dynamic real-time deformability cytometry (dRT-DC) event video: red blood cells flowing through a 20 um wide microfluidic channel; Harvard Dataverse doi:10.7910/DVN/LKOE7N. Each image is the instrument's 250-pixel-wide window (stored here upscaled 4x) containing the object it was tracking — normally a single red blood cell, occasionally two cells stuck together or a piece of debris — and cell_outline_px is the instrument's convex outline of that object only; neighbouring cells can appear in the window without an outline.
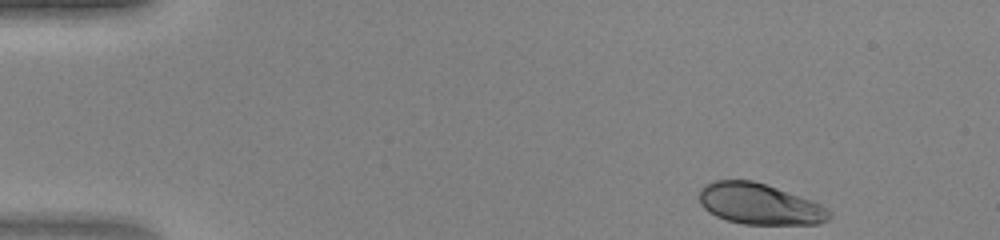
{"species": "human", "species_latin": "Homo sapiens", "temperature_condition": "warm", "stored_images_in_passage": 43, "camera_frame_rate_fps": 3000, "um_per_image_px": 0.085, "donor": {"sex": "female"}, "frame": {"image": 1, "passage_image": 1, "time_ms": 0.0, "image_size_px": [1000, 240], "cell_outline_px": [[832, 216], [828, 220], [816, 224], [744, 224], [728, 220], [716, 216], [708, 212], [700, 204], [700, 188], [704, 184], [716, 180], [752, 180], [812, 200], [828, 208], [832, 212]], "centroid_in_image_um": [64.56, 17.34], "position_along_channel_um": 20.4, "area_um2": 31.04}}
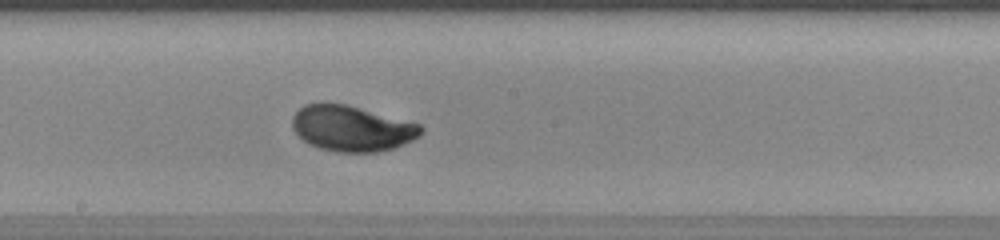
{"frame": {"image": 2, "passage_image": 22, "time_ms": 7.0, "image_size_px": [1000, 240], "cell_outline_px": [[424, 132], [420, 136], [396, 148], [376, 152], [336, 152], [320, 148], [308, 144], [292, 128], [292, 116], [304, 104], [320, 100], [324, 100], [344, 104], [420, 124], [424, 128]], "centroid_in_image_um": [29.88, 10.9], "position_along_channel_um": 218.3, "area_um2": 34.62}}
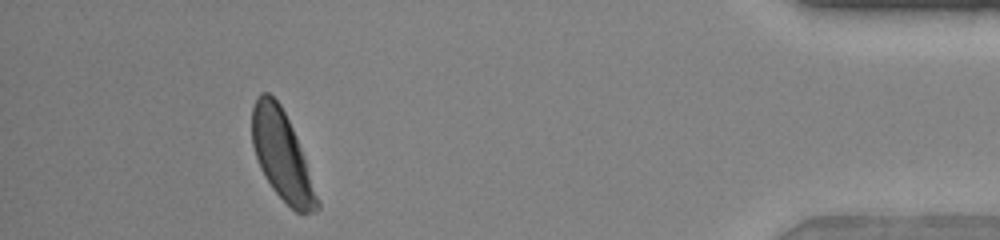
{"frame": {"image": 3, "passage_image": 39, "time_ms": 12.667, "image_size_px": [1000, 240], "cell_outline_px": [[320, 208], [316, 212], [296, 212], [272, 188], [264, 176], [260, 168], [252, 144], [252, 108], [260, 92], [268, 92], [280, 104], [296, 136], [304, 156], [320, 200]], "centroid_in_image_um": [23.97, 13.23], "position_along_channel_um": 411.2, "area_um2": 33.41}}